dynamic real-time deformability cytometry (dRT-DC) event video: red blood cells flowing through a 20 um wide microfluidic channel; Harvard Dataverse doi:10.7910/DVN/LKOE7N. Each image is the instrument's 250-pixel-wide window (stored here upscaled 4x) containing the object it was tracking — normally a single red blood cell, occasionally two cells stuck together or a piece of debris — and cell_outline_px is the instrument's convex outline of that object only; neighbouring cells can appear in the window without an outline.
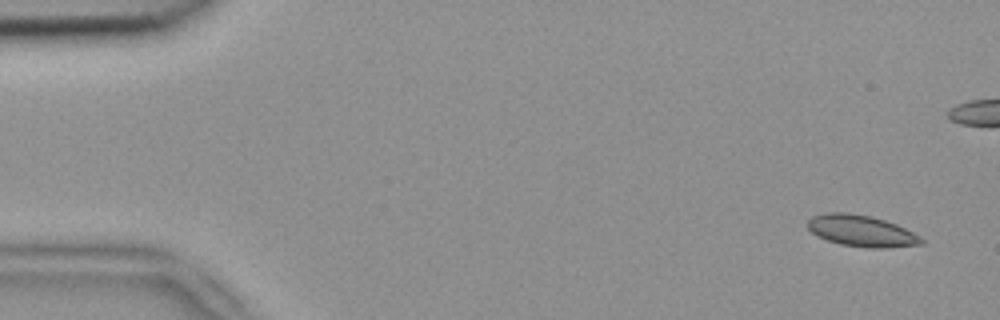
{"species": "common noctule bat (a hibernating species)", "species_latin": "Nyctalus noctula", "temperature_condition": "room temperature", "stored_images_in_passage": 7, "camera_frame_rate_fps": 3000, "um_per_image_px": 0.085, "animal": {"sex": "female", "body_mass_g": 18.4}, "frame": {"image": 1, "passage_image": 1, "time_ms": 0.0, "image_size_px": [1000, 320], "cell_outline_px": [[924, 244], [884, 248], [872, 248], [840, 244], [816, 236], [808, 228], [808, 220], [812, 216], [828, 212], [848, 212], [872, 216], [896, 224], [920, 236], [924, 240]], "centroid_in_image_um": [73.22, 19.62], "position_along_channel_um": 11.8, "area_um2": 20.81}}
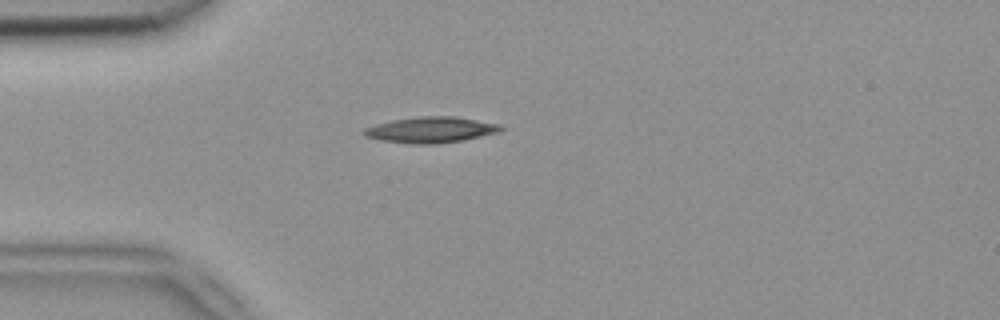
{"frame": {"image": 2, "passage_image": 5, "time_ms": 1.333, "image_size_px": [1000, 320], "cell_outline_px": [[504, 128], [500, 132], [464, 140], [436, 144], [416, 144], [380, 140], [364, 136], [360, 132], [364, 128], [376, 124], [392, 120], [420, 116], [452, 116], [500, 124]], "centroid_in_image_um": [36.6, 11.04], "position_along_channel_um": 48.4, "area_um2": 20.69}}